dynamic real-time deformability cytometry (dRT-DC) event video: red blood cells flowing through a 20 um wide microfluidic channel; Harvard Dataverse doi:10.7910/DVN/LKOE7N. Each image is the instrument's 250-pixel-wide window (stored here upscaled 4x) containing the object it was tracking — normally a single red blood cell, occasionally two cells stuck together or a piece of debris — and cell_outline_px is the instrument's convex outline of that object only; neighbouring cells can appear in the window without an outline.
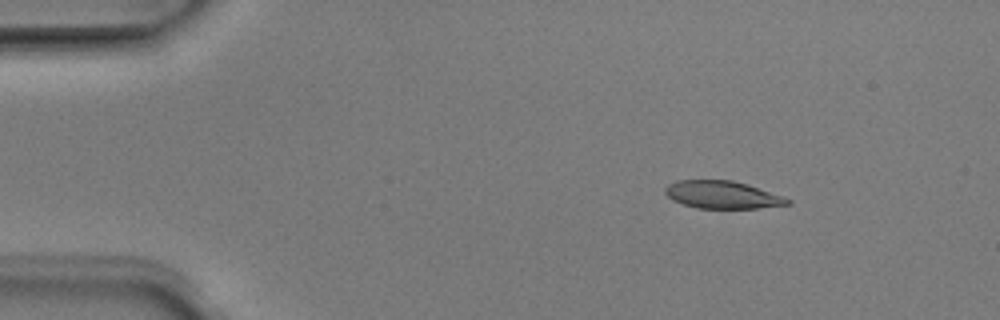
{"species": "Egyptian fruit bat (a non-hibernating species)", "species_latin": "Rousettus aegyptiacus", "temperature_condition": "room temperature", "stored_images_in_passage": 51, "camera_frame_rate_fps": 3000, "um_per_image_px": 0.085, "animal": {"sex": "male"}, "frame": {"image": 1, "passage_image": 7, "time_ms": 2.0, "image_size_px": [1000, 320], "cell_outline_px": [[792, 204], [756, 208], [696, 208], [672, 200], [664, 192], [664, 188], [668, 184], [676, 180], [732, 180], [748, 184], [784, 196], [792, 200]], "centroid_in_image_um": [61.41, 16.55], "position_along_channel_um": 23.6, "area_um2": 19.83}}
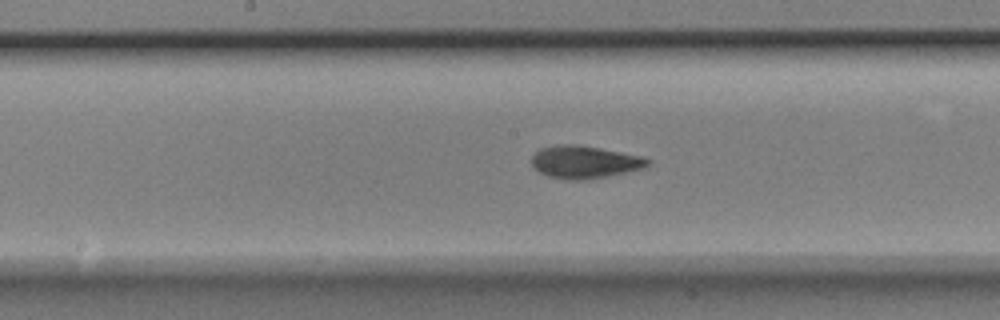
{"frame": {"image": 2, "passage_image": 26, "time_ms": 8.333, "image_size_px": [1000, 320], "cell_outline_px": [[652, 160], [644, 168], [608, 176], [588, 180], [568, 180], [548, 176], [532, 168], [532, 156], [540, 148], [556, 144], [576, 144], [600, 148], [640, 156]], "centroid_in_image_um": [49.66, 13.77], "position_along_channel_um": 198.5, "area_um2": 22.14}}
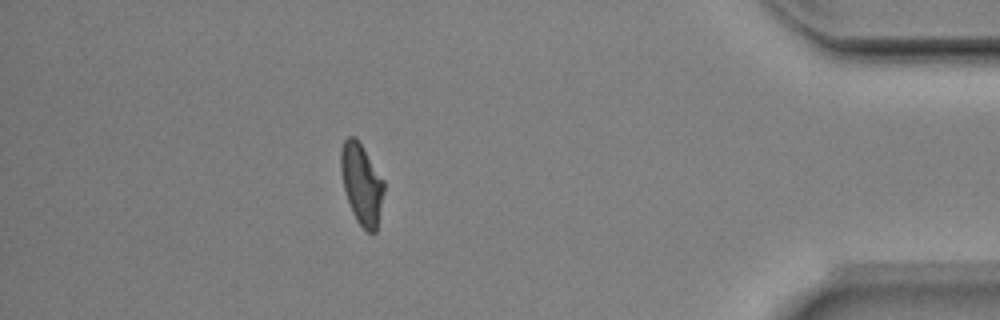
{"frame": {"image": 3, "passage_image": 45, "time_ms": 14.667, "image_size_px": [1000, 320], "cell_outline_px": [[384, 192], [376, 232], [368, 232], [356, 220], [352, 212], [344, 188], [340, 168], [340, 152], [344, 140], [348, 136], [356, 136], [384, 180]], "centroid_in_image_um": [30.73, 15.61], "position_along_channel_um": 404.5, "area_um2": 20.17}, "authors_computed_cell_mechanics": {"area_um2": 20.808, "velocity_mm_per_s": 3.9668, "shape_relaxation_time_tau1_ms": 2.4702, "shape_relaxation_time_tau2_ms": 2.0177, "deformation_change_tau1": 0.154, "deformation_change_tau2": 0.0812}}